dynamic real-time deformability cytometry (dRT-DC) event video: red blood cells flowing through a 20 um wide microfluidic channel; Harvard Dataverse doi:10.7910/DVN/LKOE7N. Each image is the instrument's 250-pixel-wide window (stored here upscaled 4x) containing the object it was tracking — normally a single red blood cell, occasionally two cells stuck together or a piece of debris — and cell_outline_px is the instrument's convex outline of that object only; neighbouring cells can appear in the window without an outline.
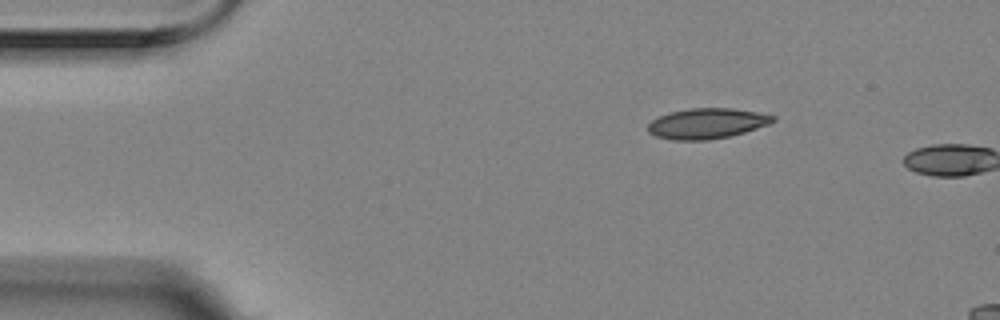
{"species": "Egyptian fruit bat (a non-hibernating species)", "species_latin": "Rousettus aegyptiacus", "temperature_condition": "room temperature", "stored_images_in_passage": 4, "camera_frame_rate_fps": 3000, "um_per_image_px": 0.085, "animal": {"sex": "female"}, "frame": {"image": 1, "passage_image": 4, "time_ms": 1.0, "image_size_px": [1000, 320], "cell_outline_px": [[776, 120], [768, 124], [744, 132], [728, 136], [708, 140], [672, 140], [656, 136], [648, 132], [648, 124], [652, 120], [660, 116], [672, 112], [688, 108], [732, 108], [756, 112], [776, 116]], "centroid_in_image_um": [60.08, 10.49], "position_along_channel_um": 24.9, "area_um2": 21.96}}